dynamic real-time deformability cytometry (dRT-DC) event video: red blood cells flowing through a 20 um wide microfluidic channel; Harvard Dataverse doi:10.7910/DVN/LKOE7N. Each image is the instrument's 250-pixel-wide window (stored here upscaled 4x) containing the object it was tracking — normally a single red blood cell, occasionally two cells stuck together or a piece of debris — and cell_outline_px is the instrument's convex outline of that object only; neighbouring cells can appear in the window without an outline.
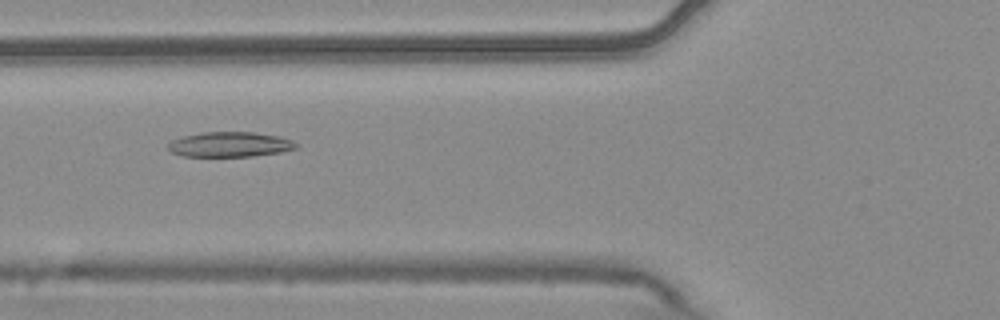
{"species": "common noctule bat (a hibernating species)", "species_latin": "Nyctalus noctula", "temperature_condition": "warm", "stored_images_in_passage": 8, "camera_frame_rate_fps": 3000, "um_per_image_px": 0.085, "animal": {"sex": "male", "body_mass_g": 20.4}, "frame": {"image": 1, "passage_image": 6, "time_ms": 1.667, "image_size_px": [1000, 320], "cell_outline_px": [[300, 144], [296, 148], [280, 152], [252, 156], [184, 156], [172, 152], [168, 148], [168, 144], [172, 140], [184, 136], [204, 132], [252, 132], [280, 136], [292, 140]], "centroid_in_image_um": [19.58, 12.27], "position_along_channel_um": 106.2, "area_um2": 18.55}}
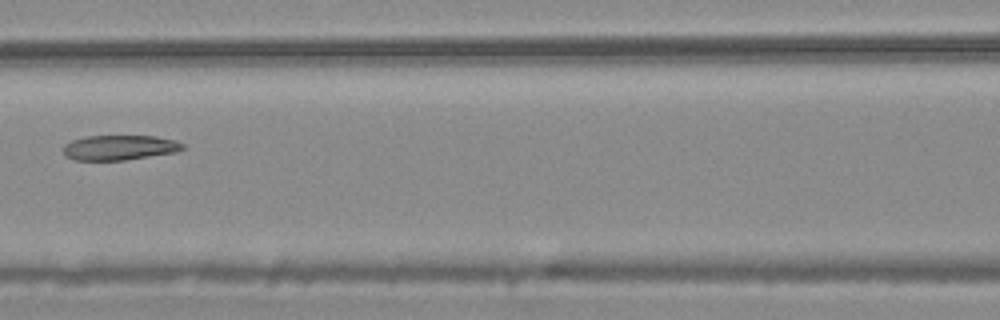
{"frame": {"image": 2, "passage_image": 7, "time_ms": 2.0, "image_size_px": [1000, 320], "cell_outline_px": [[184, 148], [176, 152], [124, 160], [76, 160], [64, 156], [64, 144], [72, 140], [84, 136], [156, 136], [176, 140], [184, 144]], "centroid_in_image_um": [10.15, 12.54], "position_along_channel_um": 156.4, "area_um2": 17.4}}
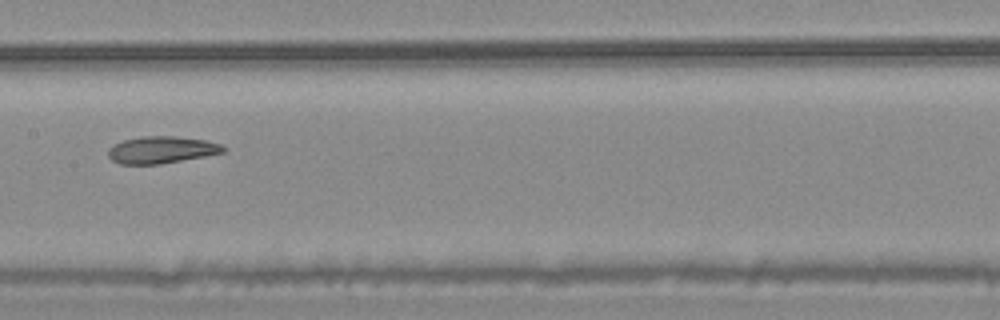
{"frame": {"image": 3, "passage_image": 8, "time_ms": 2.333, "image_size_px": [1000, 320], "cell_outline_px": [[228, 148], [224, 152], [204, 156], [160, 164], [120, 164], [112, 160], [108, 156], [108, 148], [112, 144], [124, 140], [140, 136], [176, 136], [204, 140], [220, 144]], "centroid_in_image_um": [13.7, 12.73], "position_along_channel_um": 193.7, "area_um2": 18.15}}